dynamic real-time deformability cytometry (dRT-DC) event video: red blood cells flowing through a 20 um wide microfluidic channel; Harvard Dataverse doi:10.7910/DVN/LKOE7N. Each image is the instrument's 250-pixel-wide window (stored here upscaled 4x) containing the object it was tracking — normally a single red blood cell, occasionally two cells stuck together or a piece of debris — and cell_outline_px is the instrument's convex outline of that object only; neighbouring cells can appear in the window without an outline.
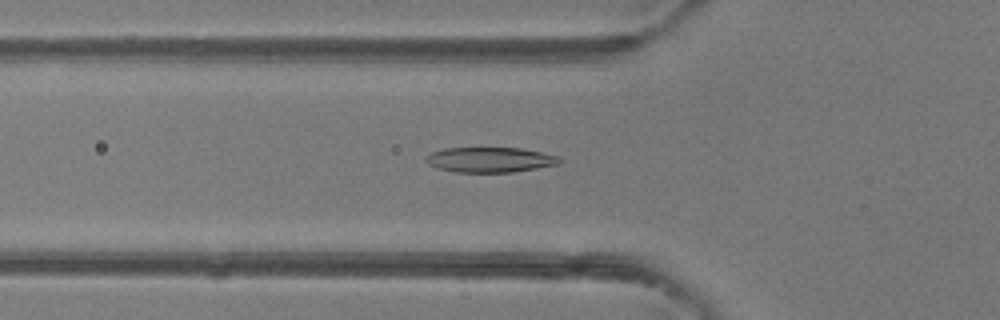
{"species": "common noctule bat (a hibernating species)", "species_latin": "Nyctalus noctula", "temperature_condition": "room temperature", "stored_images_in_passage": 49, "camera_frame_rate_fps": 3000, "um_per_image_px": 0.085, "animal": {"sex": "female"}, "frame": {"image": 1, "passage_image": 17, "time_ms": 5.333, "image_size_px": [1000, 320], "cell_outline_px": [[560, 164], [512, 172], [456, 172], [436, 168], [428, 164], [424, 160], [424, 156], [432, 152], [444, 148], [520, 148], [560, 156]], "centroid_in_image_um": [41.61, 13.58], "position_along_channel_um": 84.2, "area_um2": 19.59}}
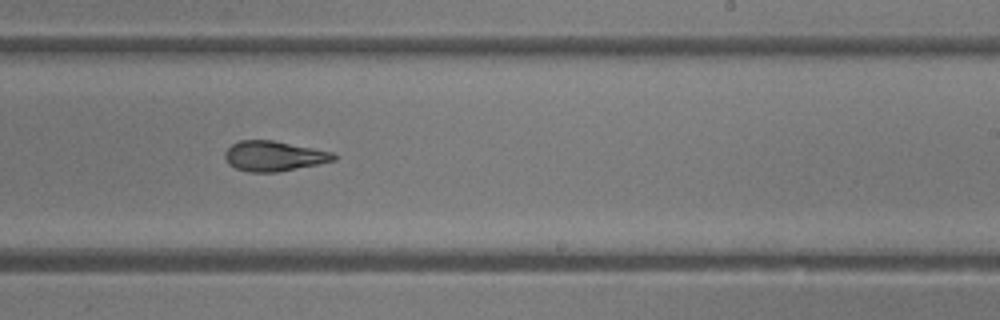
{"frame": {"image": 2, "passage_image": 30, "time_ms": 9.667, "image_size_px": [1000, 320], "cell_outline_px": [[336, 160], [276, 172], [248, 172], [236, 168], [228, 164], [224, 156], [224, 152], [232, 144], [240, 140], [272, 140], [332, 152], [336, 156]], "centroid_in_image_um": [23.23, 13.26], "position_along_channel_um": 265.8, "area_um2": 18.84}}
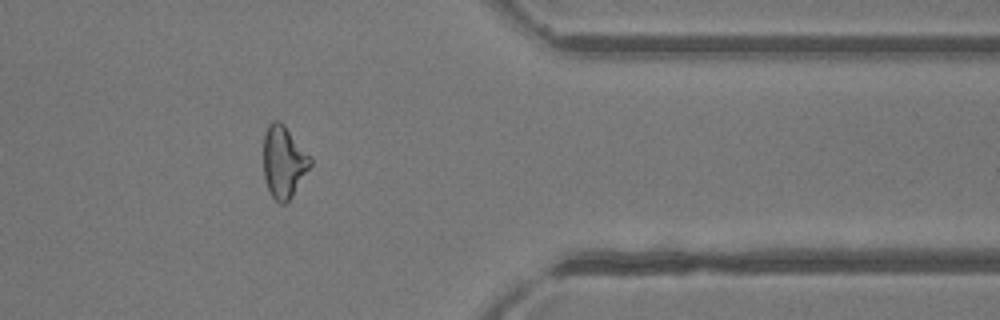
{"frame": {"image": 3, "passage_image": 40, "time_ms": 13.0, "image_size_px": [1000, 320], "cell_outline_px": [[312, 164], [292, 196], [284, 204], [280, 204], [272, 196], [264, 180], [264, 136], [268, 124], [272, 120], [280, 120], [284, 124], [312, 156]], "centroid_in_image_um": [24.13, 13.72], "position_along_channel_um": 387.3, "area_um2": 19.83}, "authors_computed_cell_mechanics": {"area_um2": 19.9988, "velocity_mm_per_s": 4.1657, "shape_relaxation_time_tau1_ms": 4.5829, "shape_relaxation_time_tau2_ms": 2.6894, "deformation_change_tau1": 0.174, "deformation_change_tau2": 0.1148}}